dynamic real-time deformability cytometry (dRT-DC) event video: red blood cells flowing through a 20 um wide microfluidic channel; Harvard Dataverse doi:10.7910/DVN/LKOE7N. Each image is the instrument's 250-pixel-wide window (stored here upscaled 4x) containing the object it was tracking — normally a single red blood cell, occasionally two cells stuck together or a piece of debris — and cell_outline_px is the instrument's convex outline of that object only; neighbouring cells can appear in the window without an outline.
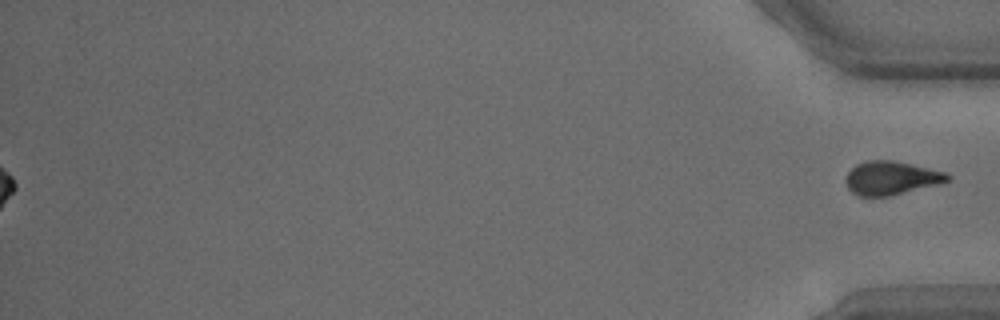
{"species": "common noctule bat (a hibernating species)", "species_latin": "Nyctalus noctula", "temperature_condition": "warm", "stored_images_in_passage": 43, "segment_of_instrument_passage": [2, 2], "camera_frame_rate_fps": 3000, "um_per_image_px": 0.085, "animal": {"sex": "male", "body_mass_g": 15.6}, "frame": {"image": 1, "passage_image": 43, "time_ms": 14.0, "image_size_px": [1000, 320], "cell_outline_px": [[952, 176], [948, 180], [892, 196], [860, 196], [852, 192], [848, 188], [844, 180], [844, 176], [856, 164], [864, 160], [892, 160], [948, 172]], "centroid_in_image_um": [75.7, 15.12], "position_along_channel_um": 359.5, "area_um2": 19.88}}